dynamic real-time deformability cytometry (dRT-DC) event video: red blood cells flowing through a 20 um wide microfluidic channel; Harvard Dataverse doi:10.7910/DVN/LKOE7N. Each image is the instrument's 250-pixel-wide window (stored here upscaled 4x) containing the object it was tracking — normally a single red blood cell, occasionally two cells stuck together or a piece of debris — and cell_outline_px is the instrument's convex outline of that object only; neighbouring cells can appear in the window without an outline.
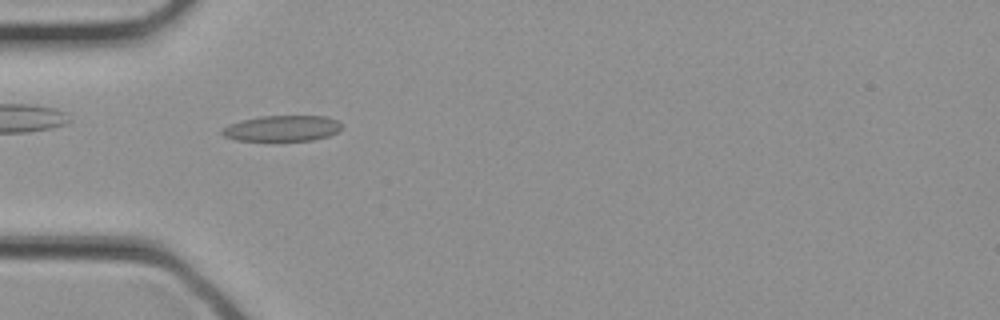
{"species": "common noctule bat (a hibernating species)", "species_latin": "Nyctalus noctula", "temperature_condition": "cold", "stored_images_in_passage": 28, "camera_frame_rate_fps": 3000, "um_per_image_px": 0.085, "animal": {"sex": "female", "body_mass_g": 21.9}, "frame": {"image": 1, "passage_image": 7, "time_ms": 2.0, "image_size_px": [1000, 320], "cell_outline_px": [[340, 128], [336, 132], [328, 136], [312, 140], [236, 140], [224, 136], [220, 132], [228, 124], [240, 120], [260, 116], [328, 116], [336, 120], [340, 124]], "centroid_in_image_um": [23.95, 10.9], "position_along_channel_um": 61.1, "area_um2": 17.8}}
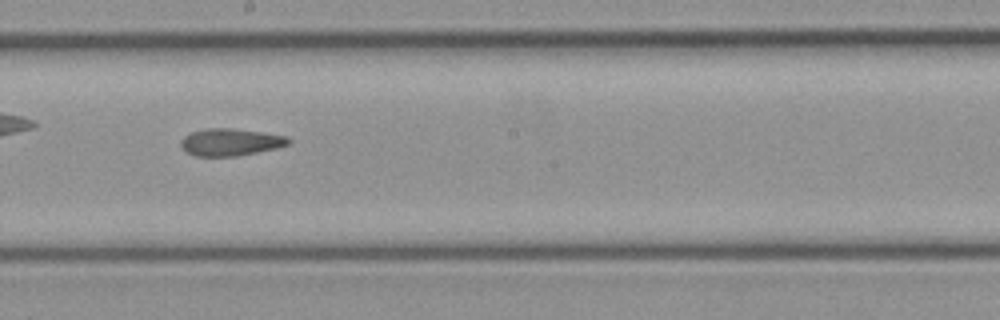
{"frame": {"image": 2, "passage_image": 15, "time_ms": 4.667, "image_size_px": [1000, 320], "cell_outline_px": [[292, 140], [288, 144], [276, 148], [236, 156], [196, 156], [184, 152], [180, 148], [180, 140], [184, 136], [192, 132], [204, 128], [232, 128], [264, 132], [288, 136]], "centroid_in_image_um": [19.56, 12.07], "position_along_channel_um": 228.6, "area_um2": 17.28}}
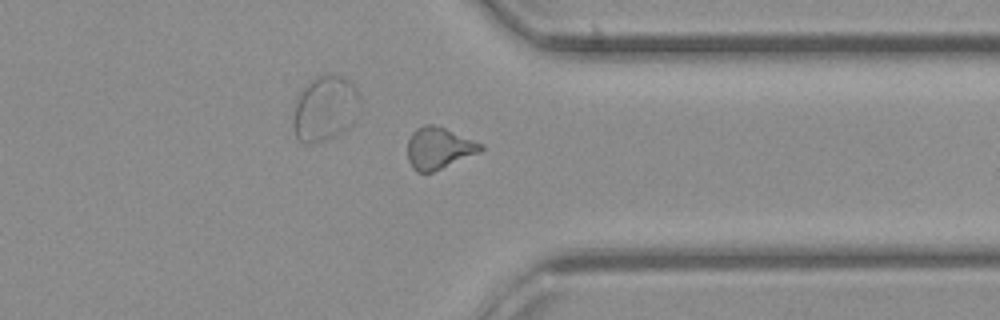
{"frame": {"image": 3, "passage_image": 22, "time_ms": 7.0, "image_size_px": [1000, 320], "cell_outline_px": [[484, 148], [480, 152], [432, 172], [416, 172], [412, 168], [408, 160], [408, 140], [412, 132], [416, 128], [424, 124], [432, 124], [444, 128], [484, 144]], "centroid_in_image_um": [37.28, 12.59], "position_along_channel_um": 374.1, "area_um2": 17.69}}